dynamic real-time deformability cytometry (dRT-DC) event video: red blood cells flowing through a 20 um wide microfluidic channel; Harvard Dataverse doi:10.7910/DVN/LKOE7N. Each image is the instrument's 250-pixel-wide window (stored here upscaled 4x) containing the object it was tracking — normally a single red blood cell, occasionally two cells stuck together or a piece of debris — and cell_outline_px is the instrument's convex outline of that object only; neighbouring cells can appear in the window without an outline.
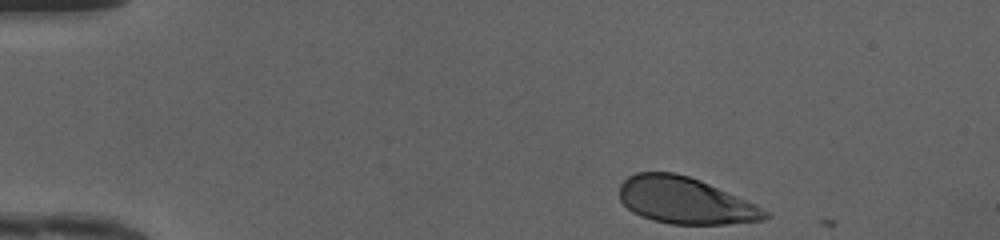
{"species": "human", "species_latin": "Homo sapiens", "temperature_condition": "cold", "stored_images_in_passage": 36, "camera_frame_rate_fps": 3000, "um_per_image_px": 0.085, "donor": {"sex": "female"}, "frame": {"image": 1, "passage_image": 1, "time_ms": 0.0, "image_size_px": [1000, 240], "cell_outline_px": [[772, 216], [764, 220], [728, 224], [672, 224], [652, 220], [640, 216], [632, 212], [620, 200], [620, 184], [628, 176], [636, 172], [676, 172], [700, 180], [756, 204], [768, 212]], "centroid_in_image_um": [58.24, 17.05], "position_along_channel_um": 26.8, "area_um2": 39.59}}
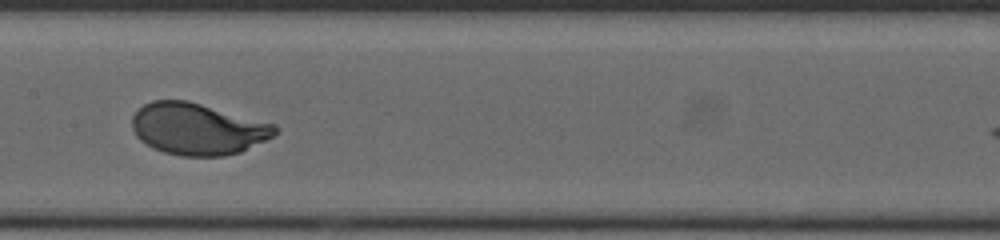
{"frame": {"image": 2, "passage_image": 19, "time_ms": 6.0, "image_size_px": [1000, 240], "cell_outline_px": [[280, 128], [272, 136], [240, 152], [224, 156], [180, 156], [164, 152], [152, 148], [140, 140], [136, 136], [132, 128], [132, 116], [144, 104], [152, 100], [188, 100], [276, 124]], "centroid_in_image_um": [16.78, 10.95], "position_along_channel_um": 190.6, "area_um2": 43.12}}
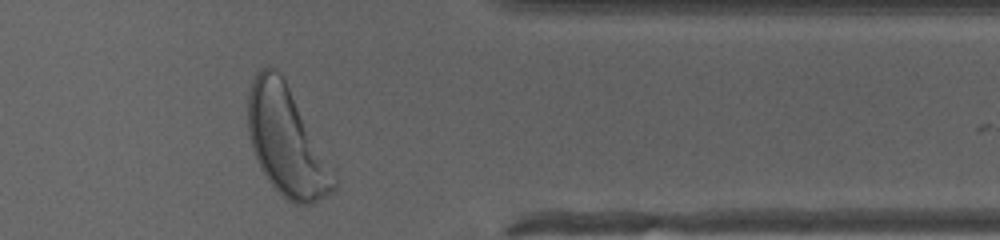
{"frame": {"image": 3, "passage_image": 34, "time_ms": 11.0, "image_size_px": [1000, 240], "cell_outline_px": [[336, 188], [332, 192], [312, 204], [296, 204], [288, 200], [268, 180], [260, 168], [252, 148], [248, 128], [248, 92], [252, 80], [256, 72], [260, 68], [268, 64], [276, 68], [284, 80], [336, 176]], "centroid_in_image_um": [24.31, 12.01], "position_along_channel_um": 387.1, "area_um2": 53.29}, "authors_computed_cell_mechanics": {"area_um2": 42.5697, "velocity_mm_per_s": 4.1411, "shape_relaxation_time_tau1_ms": 1.9837, "shape_relaxation_time_tau2_ms": null, "deformation_change_tau1": 0.1722, "deformation_change_tau2": null}}